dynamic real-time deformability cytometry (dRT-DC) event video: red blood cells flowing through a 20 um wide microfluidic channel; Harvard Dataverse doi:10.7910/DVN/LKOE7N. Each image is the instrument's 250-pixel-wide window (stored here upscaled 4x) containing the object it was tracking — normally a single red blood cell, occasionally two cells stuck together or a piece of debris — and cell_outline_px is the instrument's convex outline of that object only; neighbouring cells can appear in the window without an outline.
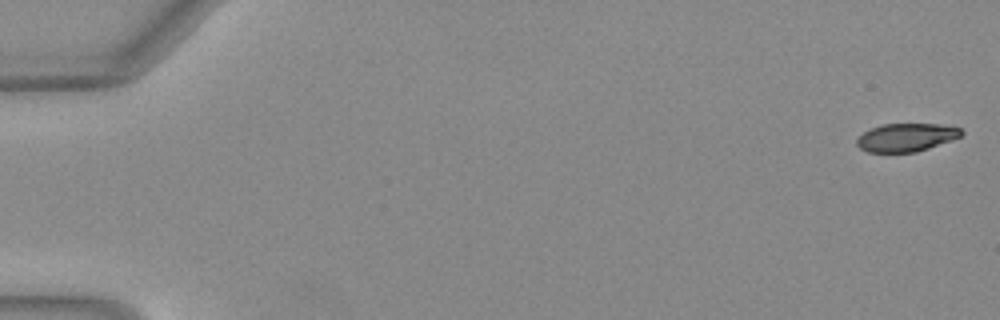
{"species": "Egyptian fruit bat (a non-hibernating species)", "species_latin": "Rousettus aegyptiacus", "temperature_condition": "warm", "stored_images_in_passage": 16, "camera_frame_rate_fps": 3000, "um_per_image_px": 0.085, "animal": {"sex": "female"}, "frame": {"image": 1, "passage_image": 1, "time_ms": 0.0, "image_size_px": [1000, 320], "cell_outline_px": [[964, 132], [960, 136], [952, 140], [916, 152], [868, 152], [860, 148], [856, 144], [856, 140], [864, 132], [872, 128], [884, 124], [940, 124], [960, 128]], "centroid_in_image_um": [77.04, 11.68], "position_along_channel_um": 8.0, "area_um2": 16.99}}
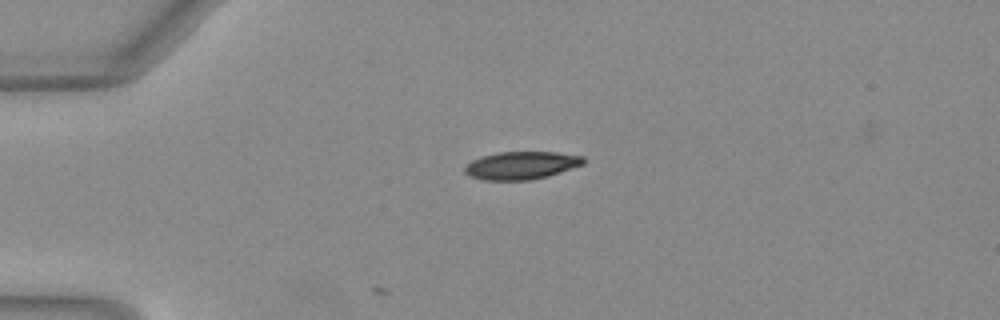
{"frame": {"image": 2, "passage_image": 13, "time_ms": 4.0, "image_size_px": [1000, 320], "cell_outline_px": [[584, 164], [548, 176], [532, 180], [484, 180], [468, 176], [464, 172], [464, 168], [472, 160], [480, 156], [496, 152], [556, 152], [584, 156]], "centroid_in_image_um": [44.29, 14.06], "position_along_channel_um": 40.7, "area_um2": 19.36}}